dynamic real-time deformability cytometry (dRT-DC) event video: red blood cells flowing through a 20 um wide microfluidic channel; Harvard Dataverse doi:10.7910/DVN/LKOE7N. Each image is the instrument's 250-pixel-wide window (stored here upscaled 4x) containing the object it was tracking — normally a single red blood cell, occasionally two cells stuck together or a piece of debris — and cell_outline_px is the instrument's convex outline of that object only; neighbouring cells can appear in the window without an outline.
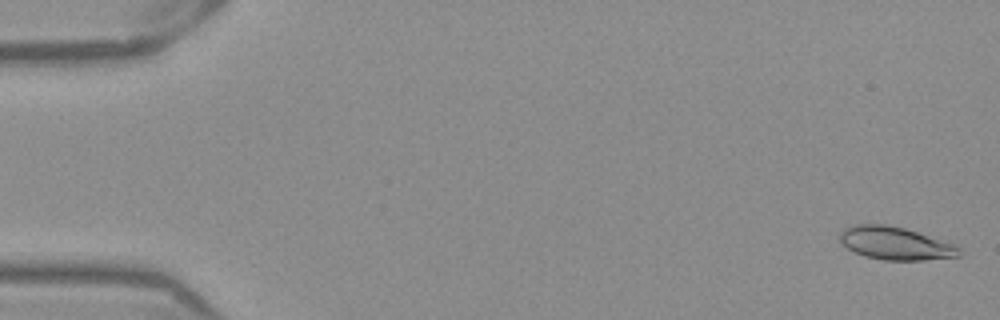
{"species": "Egyptian fruit bat (a non-hibernating species)", "species_latin": "Rousettus aegyptiacus", "temperature_condition": "warm", "stored_images_in_passage": 33, "camera_frame_rate_fps": 3000, "um_per_image_px": 0.085, "frame": {"image": 1, "passage_image": 2, "time_ms": 0.333, "image_size_px": [1000, 320], "cell_outline_px": [[960, 256], [924, 260], [884, 260], [864, 256], [848, 248], [840, 240], [840, 232], [844, 228], [852, 224], [888, 224], [904, 228], [956, 244], [960, 248]], "centroid_in_image_um": [76.11, 20.67], "position_along_channel_um": 8.9, "area_um2": 22.89}}
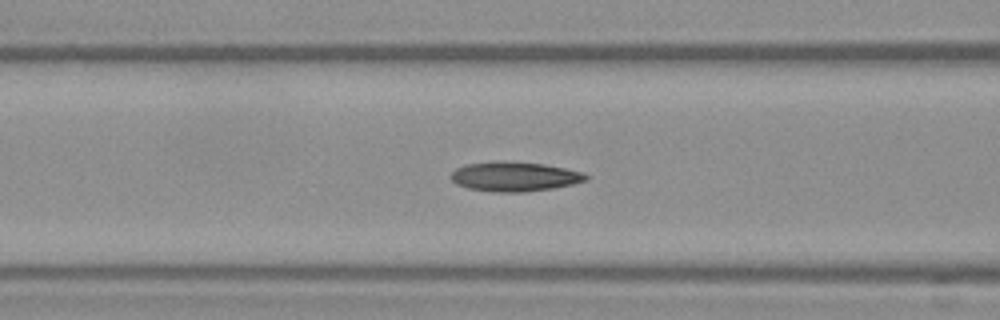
{"frame": {"image": 2, "passage_image": 22, "time_ms": 7.0, "image_size_px": [1000, 320], "cell_outline_px": [[588, 180], [572, 184], [552, 188], [524, 192], [492, 192], [468, 188], [456, 184], [448, 176], [456, 168], [464, 164], [492, 160], [500, 160], [544, 164], [584, 172], [588, 176]], "centroid_in_image_um": [43.69, 14.99], "position_along_channel_um": 122.9, "area_um2": 23.58}}
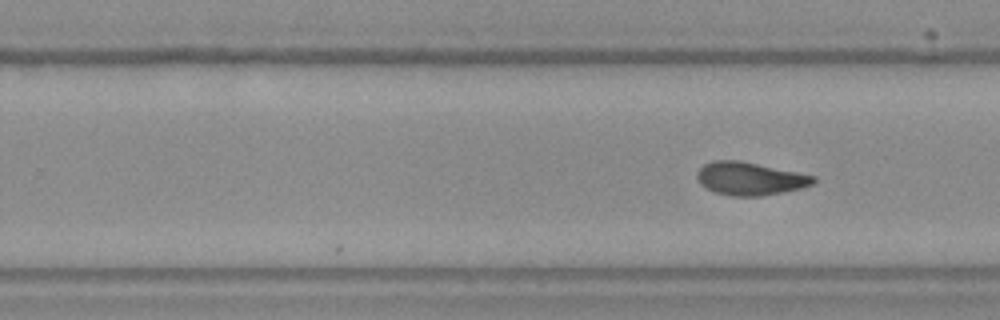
{"frame": {"image": 3, "passage_image": 33, "time_ms": 10.667, "image_size_px": [1000, 320], "cell_outline_px": [[816, 180], [812, 184], [804, 188], [784, 192], [760, 196], [732, 196], [716, 192], [700, 184], [696, 176], [696, 172], [704, 164], [712, 160], [736, 160], [816, 176]], "centroid_in_image_um": [63.74, 15.19], "position_along_channel_um": 266.1, "area_um2": 22.2}}